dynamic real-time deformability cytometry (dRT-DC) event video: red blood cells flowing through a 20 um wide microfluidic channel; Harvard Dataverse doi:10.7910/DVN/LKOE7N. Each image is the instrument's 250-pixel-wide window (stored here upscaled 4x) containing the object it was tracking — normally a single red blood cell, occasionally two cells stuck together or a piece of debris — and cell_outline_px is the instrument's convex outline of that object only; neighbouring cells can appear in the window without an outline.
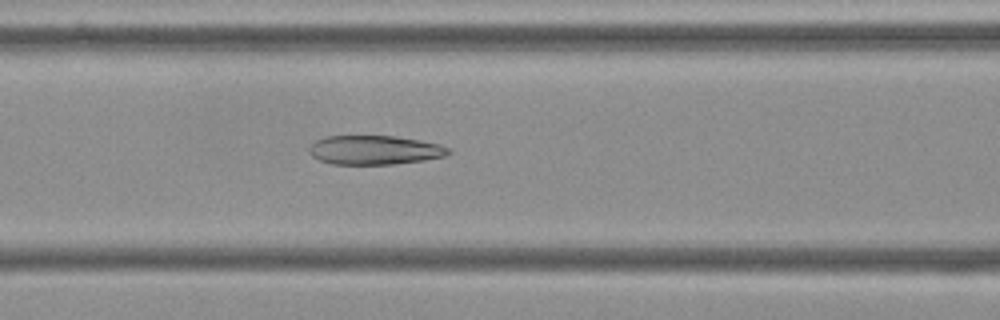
{"species": "Egyptian fruit bat (a non-hibernating species)", "species_latin": "Rousettus aegyptiacus", "temperature_condition": "cold", "stored_images_in_passage": 55, "camera_frame_rate_fps": 3000, "um_per_image_px": 0.085, "frame": {"image": 1, "passage_image": 23, "time_ms": 7.333, "image_size_px": [1000, 320], "cell_outline_px": [[452, 152], [444, 156], [424, 160], [392, 164], [332, 164], [320, 160], [312, 156], [308, 152], [308, 148], [316, 140], [324, 136], [396, 136], [420, 140], [440, 144], [452, 148]], "centroid_in_image_um": [31.85, 12.74], "position_along_channel_um": 134.7, "area_um2": 23.76}}
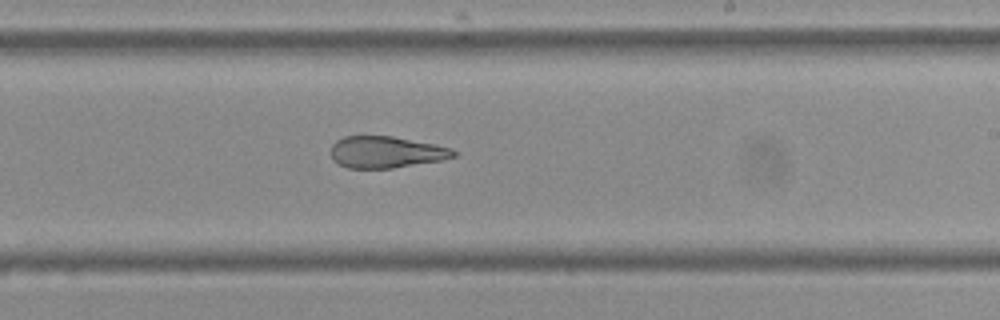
{"frame": {"image": 2, "passage_image": 33, "time_ms": 10.667, "image_size_px": [1000, 320], "cell_outline_px": [[460, 152], [456, 156], [444, 160], [392, 168], [348, 168], [332, 160], [332, 144], [336, 140], [344, 136], [392, 136], [436, 144], [452, 148]], "centroid_in_image_um": [32.87, 12.93], "position_along_channel_um": 256.1, "area_um2": 22.83}}
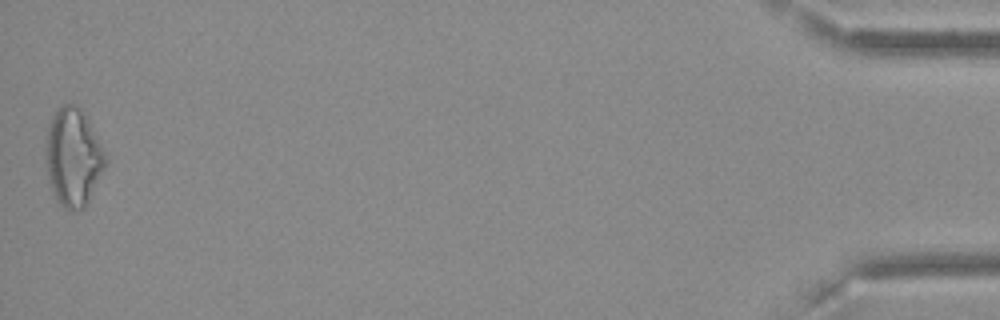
{"frame": {"image": 3, "passage_image": 55, "time_ms": 18.0, "image_size_px": [1000, 320], "cell_outline_px": [[108, 160], [84, 208], [72, 212], [68, 212], [56, 200], [48, 180], [44, 148], [48, 124], [56, 108], [64, 104], [76, 104], [80, 108], [88, 120]], "centroid_in_image_um": [6.17, 13.37], "position_along_channel_um": 429.0, "area_um2": 34.16}, "authors_computed_cell_mechanics": {"area_um2": 27.0504, "velocity_mm_per_s": 3.6538, "shape_relaxation_time_tau1_ms": null, "shape_relaxation_time_tau2_ms": 3.8422, "deformation_change_tau1": null, "deformation_change_tau2": 0.1114}}